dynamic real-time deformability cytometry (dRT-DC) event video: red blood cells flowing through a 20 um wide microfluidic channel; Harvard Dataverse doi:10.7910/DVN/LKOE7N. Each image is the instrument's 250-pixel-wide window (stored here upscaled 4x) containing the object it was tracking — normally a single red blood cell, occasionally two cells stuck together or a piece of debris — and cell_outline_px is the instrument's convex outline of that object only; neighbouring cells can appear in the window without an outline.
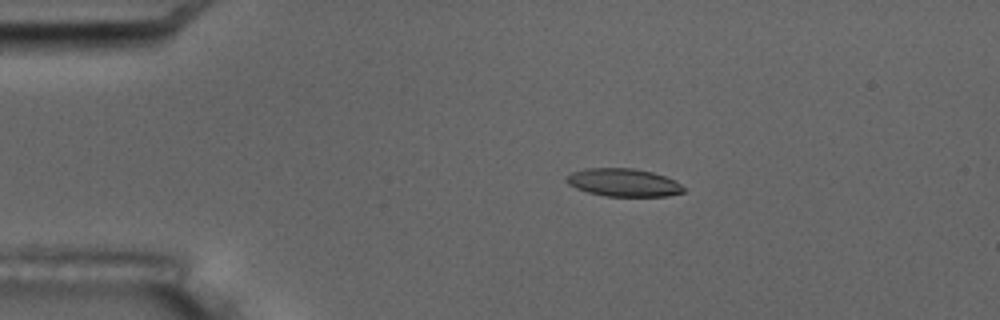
{"species": "common noctule bat (a hibernating species)", "species_latin": "Nyctalus noctula", "temperature_condition": "room temperature", "stored_images_in_passage": 9, "camera_frame_rate_fps": 3000, "um_per_image_px": 0.085, "animal": {"sex": "male", "body_mass_g": 17.5, "forearm_length_mm": 52.3}, "frame": {"image": 1, "passage_image": 3, "time_ms": 2.333, "image_size_px": [1000, 320], "cell_outline_px": [[684, 192], [668, 196], [604, 196], [588, 192], [576, 188], [568, 184], [564, 180], [572, 172], [584, 168], [632, 168], [652, 172], [664, 176], [680, 184], [684, 188]], "centroid_in_image_um": [52.96, 15.51], "position_along_channel_um": 32.0, "area_um2": 18.96}}
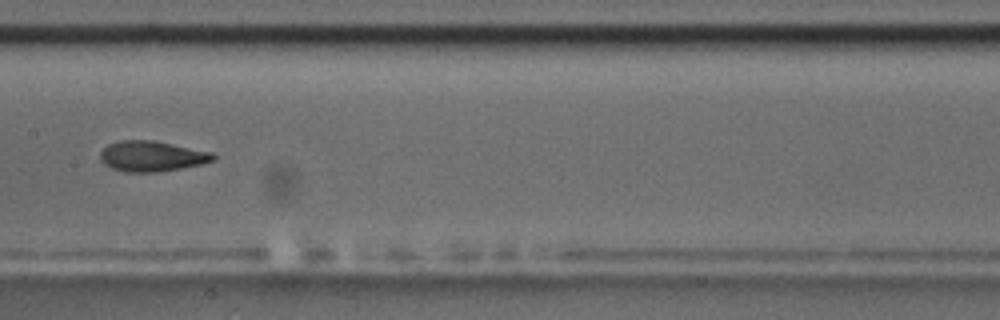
{"frame": {"image": 2, "passage_image": 8, "time_ms": 8.333, "image_size_px": [1000, 320], "cell_outline_px": [[216, 156], [212, 160], [204, 164], [156, 172], [124, 172], [112, 168], [104, 164], [100, 160], [100, 152], [108, 144], [120, 140], [152, 140], [212, 152]], "centroid_in_image_um": [12.88, 13.28], "position_along_channel_um": 194.5, "area_um2": 20.0}}